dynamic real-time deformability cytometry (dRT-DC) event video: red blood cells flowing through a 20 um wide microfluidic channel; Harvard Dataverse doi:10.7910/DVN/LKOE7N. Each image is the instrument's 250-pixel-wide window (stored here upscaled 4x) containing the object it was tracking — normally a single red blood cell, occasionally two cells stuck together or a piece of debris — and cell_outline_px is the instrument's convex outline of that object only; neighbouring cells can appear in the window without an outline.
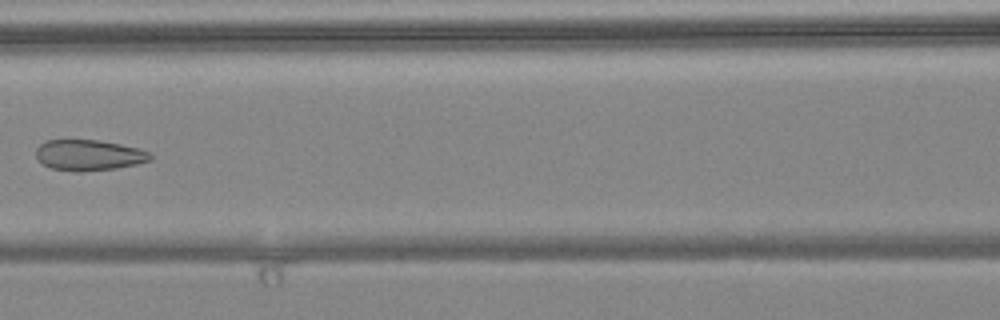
{"species": "common noctule bat (a hibernating species)", "species_latin": "Nyctalus noctula", "temperature_condition": "warm", "stored_images_in_passage": 7, "camera_frame_rate_fps": 3000, "um_per_image_px": 0.085, "animal": {"sex": "female", "body_mass_g": 24.6, "forearm_length_mm": 56.2}, "frame": {"image": 1, "passage_image": 7, "time_ms": 2.0, "image_size_px": [1000, 320], "cell_outline_px": [[152, 160], [136, 164], [116, 168], [80, 172], [76, 172], [52, 168], [44, 164], [36, 156], [36, 148], [44, 140], [100, 140], [140, 148], [148, 152], [152, 156]], "centroid_in_image_um": [7.56, 13.18], "position_along_channel_um": 159.0, "area_um2": 20.52}}